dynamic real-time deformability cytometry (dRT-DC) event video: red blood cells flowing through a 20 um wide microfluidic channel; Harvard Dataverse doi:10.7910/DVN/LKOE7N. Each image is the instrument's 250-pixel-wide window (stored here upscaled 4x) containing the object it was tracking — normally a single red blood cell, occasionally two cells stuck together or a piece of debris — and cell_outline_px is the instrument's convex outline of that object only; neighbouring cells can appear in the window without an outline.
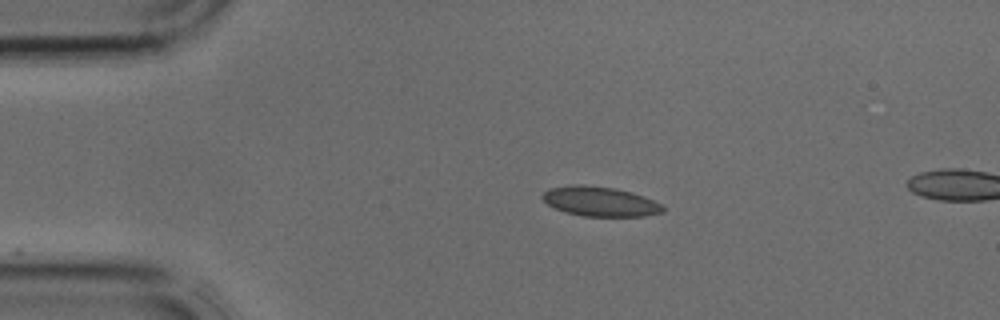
{"species": "common noctule bat (a hibernating species)", "species_latin": "Nyctalus noctula", "temperature_condition": "cold", "stored_images_in_passage": 2, "camera_frame_rate_fps": 3000, "um_per_image_px": 0.085, "animal": {"sex": "male", "body_mass_g": 17.9, "forearm_length_mm": 54.2}, "frame": {"image": 1, "passage_image": 1, "time_ms": 0.0, "image_size_px": [1000, 320], "cell_outline_px": [[664, 212], [644, 216], [584, 216], [564, 212], [548, 204], [540, 196], [548, 188], [572, 184], [580, 184], [616, 188], [632, 192], [644, 196], [660, 204], [664, 208]], "centroid_in_image_um": [50.98, 17.11], "position_along_channel_um": 34.0, "area_um2": 20.87}}